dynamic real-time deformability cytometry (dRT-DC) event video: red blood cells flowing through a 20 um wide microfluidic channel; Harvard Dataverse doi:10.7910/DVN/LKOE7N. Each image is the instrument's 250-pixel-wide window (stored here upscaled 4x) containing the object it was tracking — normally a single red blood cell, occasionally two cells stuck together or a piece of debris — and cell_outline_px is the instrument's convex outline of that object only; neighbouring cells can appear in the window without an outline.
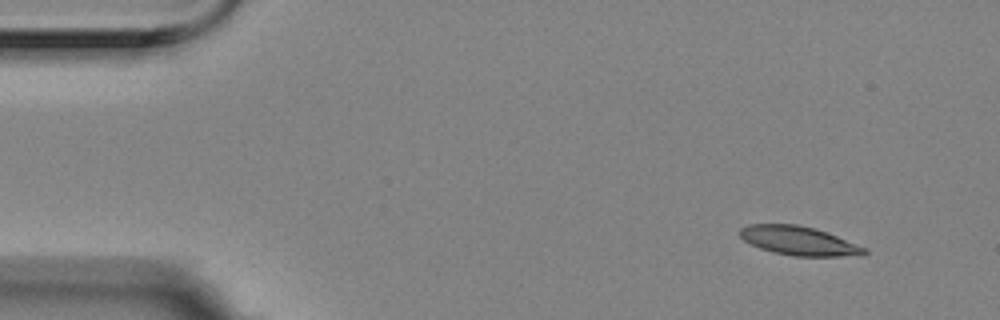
{"species": "Egyptian fruit bat (a non-hibernating species)", "species_latin": "Rousettus aegyptiacus", "temperature_condition": "room temperature", "stored_images_in_passage": 5, "camera_frame_rate_fps": 3000, "um_per_image_px": 0.085, "animal": {"sex": "female"}, "frame": {"image": 1, "passage_image": 1, "time_ms": 0.0, "image_size_px": [1000, 320], "cell_outline_px": [[868, 252], [864, 256], [792, 256], [772, 252], [760, 248], [744, 240], [740, 236], [740, 228], [748, 224], [796, 224], [812, 228], [836, 236], [868, 248]], "centroid_in_image_um": [67.93, 20.48], "position_along_channel_um": 17.1, "area_um2": 20.92}}